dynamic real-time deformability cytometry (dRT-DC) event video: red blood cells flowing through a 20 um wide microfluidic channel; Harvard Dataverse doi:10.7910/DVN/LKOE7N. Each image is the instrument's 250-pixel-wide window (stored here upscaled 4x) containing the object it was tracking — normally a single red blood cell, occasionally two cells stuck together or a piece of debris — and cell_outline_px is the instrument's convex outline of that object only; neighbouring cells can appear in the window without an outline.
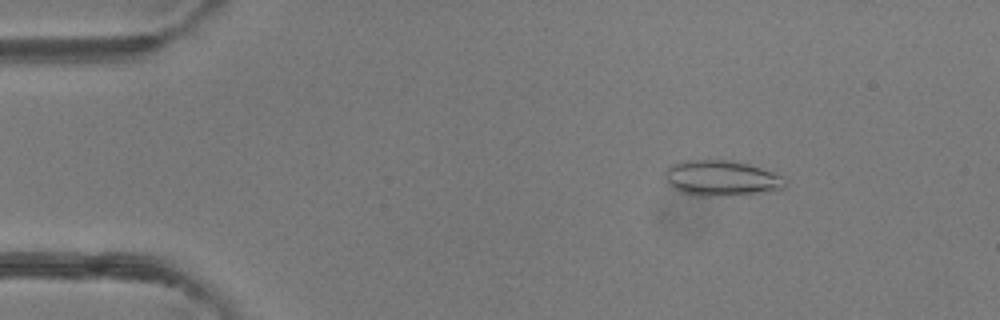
{"species": "common noctule bat (a hibernating species)", "species_latin": "Nyctalus noctula", "temperature_condition": "room temperature", "stored_images_in_passage": 4, "camera_frame_rate_fps": 3000, "um_per_image_px": 0.085, "animal": {"sex": "female"}, "frame": {"image": 1, "passage_image": 2, "time_ms": 0.333, "image_size_px": [1000, 320], "cell_outline_px": [[788, 184], [784, 188], [768, 192], [732, 196], [700, 196], [680, 192], [668, 184], [664, 172], [672, 164], [684, 160], [728, 160], [748, 164], [772, 172], [780, 176]], "centroid_in_image_um": [61.32, 15.16], "position_along_channel_um": 23.7, "area_um2": 24.97}}